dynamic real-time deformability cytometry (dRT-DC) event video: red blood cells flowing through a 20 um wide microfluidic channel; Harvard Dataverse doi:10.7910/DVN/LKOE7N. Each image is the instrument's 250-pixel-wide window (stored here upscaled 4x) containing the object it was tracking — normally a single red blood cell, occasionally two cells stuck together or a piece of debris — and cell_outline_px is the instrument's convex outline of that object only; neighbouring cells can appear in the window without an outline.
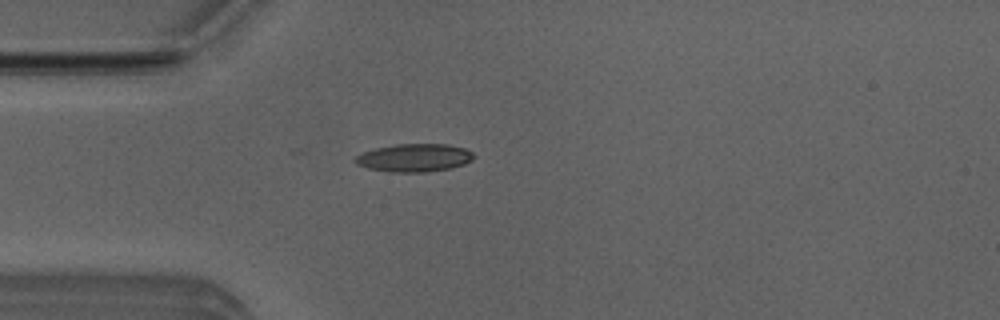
{"species": "Egyptian fruit bat (a non-hibernating species)", "species_latin": "Rousettus aegyptiacus", "temperature_condition": "room temperature", "stored_images_in_passage": 2, "camera_frame_rate_fps": 3000, "um_per_image_px": 0.085, "animal": {"sex": "male"}, "frame": {"image": 1, "passage_image": 2, "time_ms": 0.333, "image_size_px": [1000, 320], "cell_outline_px": [[476, 156], [472, 160], [464, 164], [452, 168], [424, 172], [392, 172], [368, 168], [356, 164], [352, 160], [356, 156], [364, 152], [376, 148], [396, 144], [448, 144], [464, 148], [472, 152]], "centroid_in_image_um": [35.23, 13.41], "position_along_channel_um": 49.8, "area_um2": 19.36}}